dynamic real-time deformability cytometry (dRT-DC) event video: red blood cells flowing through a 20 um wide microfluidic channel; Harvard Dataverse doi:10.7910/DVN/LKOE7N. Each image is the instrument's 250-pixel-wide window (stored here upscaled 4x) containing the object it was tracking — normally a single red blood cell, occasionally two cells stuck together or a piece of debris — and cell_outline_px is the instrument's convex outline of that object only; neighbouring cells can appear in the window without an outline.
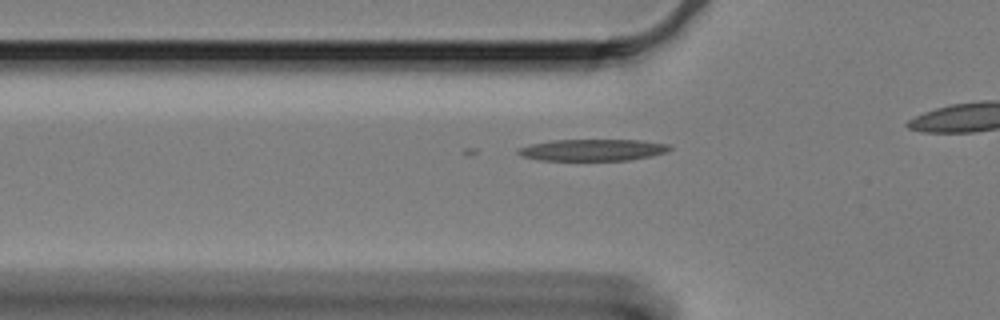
{"species": "Egyptian fruit bat (a non-hibernating species)", "species_latin": "Rousettus aegyptiacus", "temperature_condition": "cold", "stored_images_in_passage": 44, "camera_frame_rate_fps": 3000, "um_per_image_px": 0.085, "animal": {"sex": "female"}, "frame": {"image": 1, "passage_image": 15, "time_ms": 4.667, "image_size_px": [1000, 320], "cell_outline_px": [[672, 148], [668, 152], [652, 156], [628, 160], [540, 160], [520, 156], [516, 152], [516, 148], [532, 144], [552, 140], [640, 140], [672, 144]], "centroid_in_image_um": [50.41, 12.74], "position_along_channel_um": 75.4, "area_um2": 19.31}}
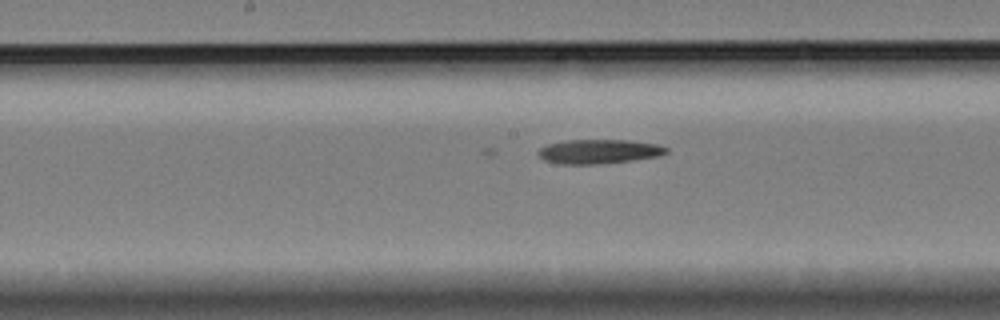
{"frame": {"image": 2, "passage_image": 26, "time_ms": 8.333, "image_size_px": [1000, 320], "cell_outline_px": [[668, 152], [660, 156], [596, 164], [564, 164], [544, 160], [536, 152], [540, 148], [548, 144], [564, 140], [628, 140], [656, 144], [668, 148]], "centroid_in_image_um": [50.89, 12.87], "position_along_channel_um": 197.3, "area_um2": 17.92}}
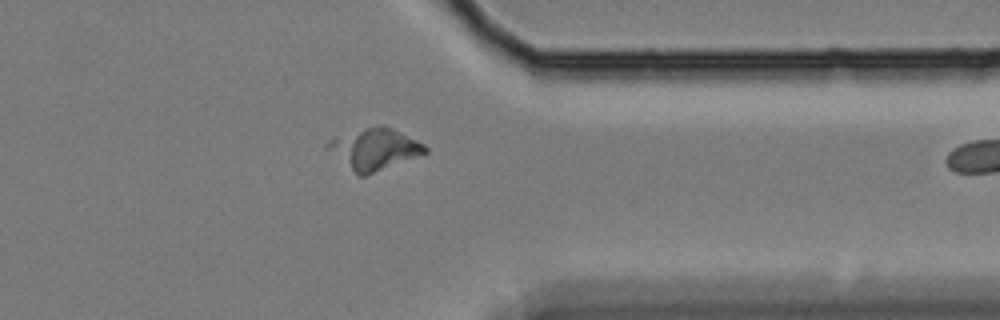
{"frame": {"image": 3, "passage_image": 43, "time_ms": 14.0, "image_size_px": [1000, 320], "cell_outline_px": [[428, 152], [364, 176], [356, 176], [324, 148], [324, 144], [328, 140], [336, 136], [364, 128], [380, 124], [392, 128], [424, 144], [428, 148]], "centroid_in_image_um": [31.74, 12.67], "position_along_channel_um": 379.7, "area_um2": 23.52}}